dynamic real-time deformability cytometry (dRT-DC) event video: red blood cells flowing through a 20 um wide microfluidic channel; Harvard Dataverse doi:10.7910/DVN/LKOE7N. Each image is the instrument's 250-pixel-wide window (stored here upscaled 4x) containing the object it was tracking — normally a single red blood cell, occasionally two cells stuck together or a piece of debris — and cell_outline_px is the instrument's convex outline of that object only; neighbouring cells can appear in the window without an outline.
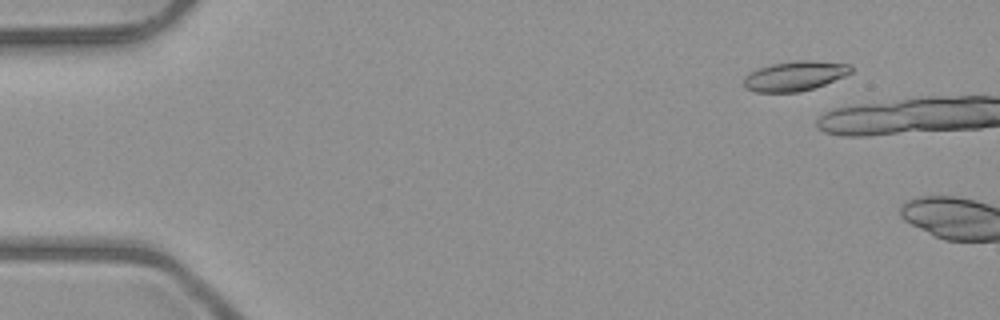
{"species": "common noctule bat (a hibernating species)", "species_latin": "Nyctalus noctula", "temperature_condition": "room temperature", "stored_images_in_passage": 3, "camera_frame_rate_fps": 3000, "um_per_image_px": 0.085, "animal": {"sex": "male", "body_mass_g": 23.1, "forearm_length_mm": 52.7}, "frame": {"image": 1, "passage_image": 2, "time_ms": 1.0, "image_size_px": [1000, 320], "cell_outline_px": [[852, 72], [844, 76], [824, 84], [800, 92], [756, 92], [744, 88], [744, 76], [760, 68], [772, 64], [796, 60], [812, 60], [848, 64], [852, 68]], "centroid_in_image_um": [67.55, 6.46], "position_along_channel_um": 17.5, "area_um2": 18.38}}